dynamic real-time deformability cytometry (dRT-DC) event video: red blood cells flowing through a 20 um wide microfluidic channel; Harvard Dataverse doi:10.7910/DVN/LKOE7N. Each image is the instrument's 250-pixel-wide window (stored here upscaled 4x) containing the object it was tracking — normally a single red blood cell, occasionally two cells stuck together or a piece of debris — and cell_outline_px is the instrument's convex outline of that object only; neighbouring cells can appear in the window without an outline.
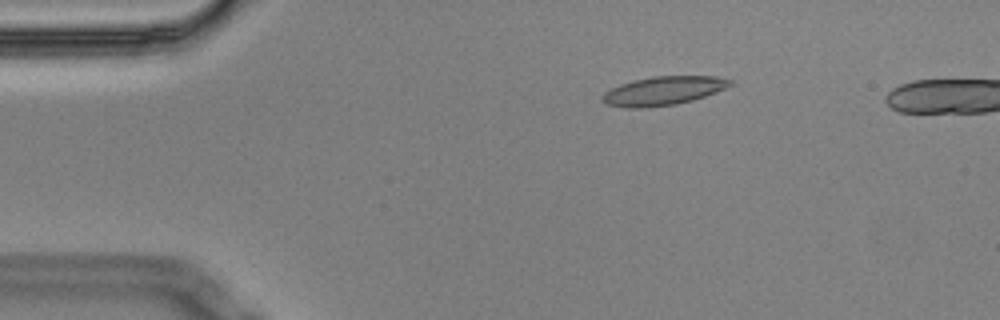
{"species": "Egyptian fruit bat (a non-hibernating species)", "species_latin": "Rousettus aegyptiacus", "temperature_condition": "cold", "stored_images_in_passage": 7, "camera_frame_rate_fps": 3000, "um_per_image_px": 0.085, "animal": {"sex": "male"}, "frame": {"image": 1, "passage_image": 3, "time_ms": 0.667, "image_size_px": [1000, 320], "cell_outline_px": [[736, 84], [716, 92], [692, 100], [676, 104], [644, 108], [624, 108], [608, 104], [600, 96], [604, 92], [620, 84], [632, 80], [652, 76], [716, 76], [732, 80]], "centroid_in_image_um": [56.4, 7.71], "position_along_channel_um": 28.6, "area_um2": 21.5}}